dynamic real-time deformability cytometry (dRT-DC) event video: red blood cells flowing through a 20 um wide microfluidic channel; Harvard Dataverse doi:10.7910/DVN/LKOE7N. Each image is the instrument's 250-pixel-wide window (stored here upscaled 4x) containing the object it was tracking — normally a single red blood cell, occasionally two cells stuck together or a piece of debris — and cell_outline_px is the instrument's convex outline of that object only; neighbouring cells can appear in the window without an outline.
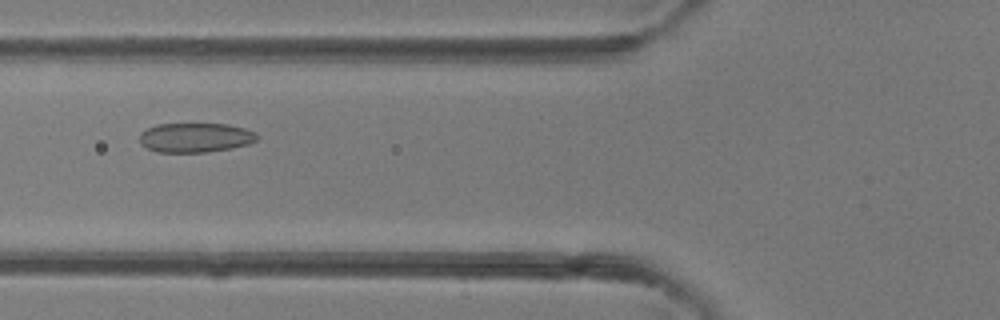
{"species": "common noctule bat (a hibernating species)", "species_latin": "Nyctalus noctula", "temperature_condition": "room temperature", "stored_images_in_passage": 32, "camera_frame_rate_fps": 3000, "um_per_image_px": 0.085, "animal": {"sex": "female"}, "frame": {"image": 1, "passage_image": 6, "time_ms": 1.667, "image_size_px": [1000, 320], "cell_outline_px": [[256, 140], [248, 144], [232, 148], [208, 152], [156, 152], [140, 144], [140, 132], [156, 124], [228, 124], [244, 128], [256, 132]], "centroid_in_image_um": [16.58, 11.69], "position_along_channel_um": 109.2, "area_um2": 20.17}}
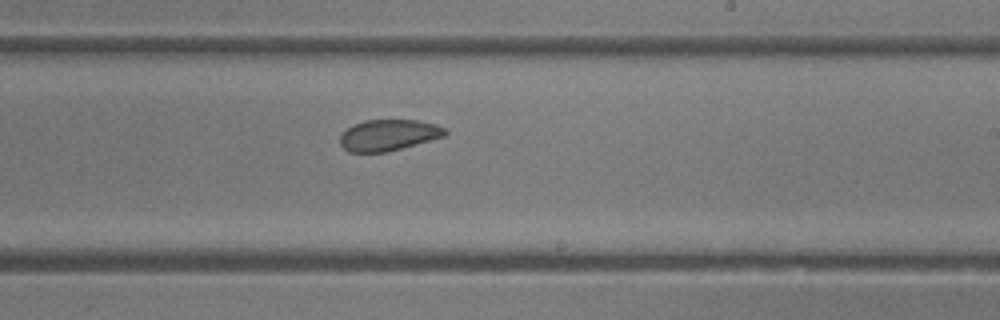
{"frame": {"image": 2, "passage_image": 15, "time_ms": 4.667, "image_size_px": [1000, 320], "cell_outline_px": [[448, 132], [444, 136], [400, 148], [384, 152], [348, 152], [340, 144], [340, 136], [348, 128], [364, 120], [420, 120], [436, 124], [444, 128]], "centroid_in_image_um": [33.02, 11.47], "position_along_channel_um": 256.0, "area_um2": 18.79}}
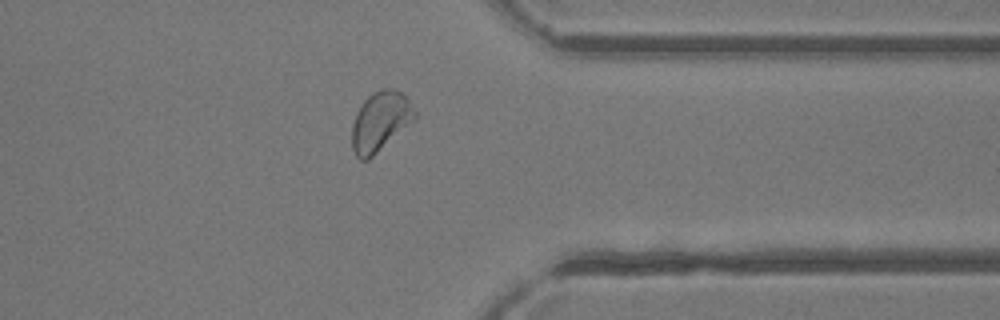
{"frame": {"image": 3, "passage_image": 23, "time_ms": 7.333, "image_size_px": [1000, 320], "cell_outline_px": [[416, 116], [412, 120], [368, 160], [360, 160], [356, 156], [352, 148], [352, 124], [356, 112], [360, 104], [368, 96], [380, 88], [396, 88], [408, 100], [416, 112]], "centroid_in_image_um": [32.27, 10.29], "position_along_channel_um": 379.1, "area_um2": 21.39}}